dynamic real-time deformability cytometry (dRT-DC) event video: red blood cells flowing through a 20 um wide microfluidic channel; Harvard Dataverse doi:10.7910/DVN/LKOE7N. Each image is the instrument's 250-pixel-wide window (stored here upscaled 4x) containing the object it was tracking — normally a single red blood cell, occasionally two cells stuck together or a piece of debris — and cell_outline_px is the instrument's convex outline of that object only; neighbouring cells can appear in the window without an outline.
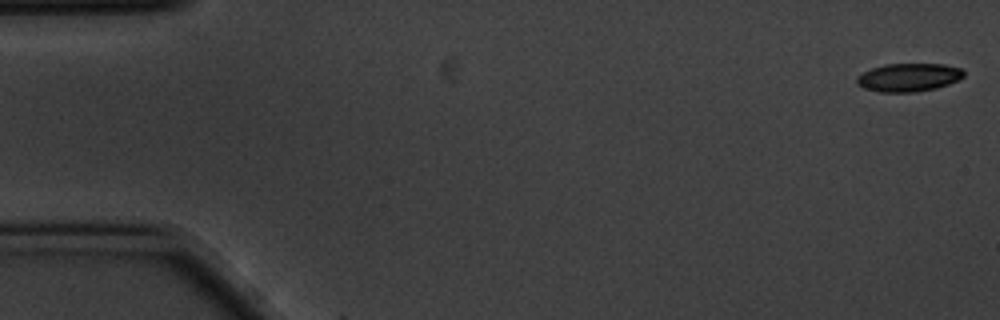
{"species": "common noctule bat (a hibernating species)", "species_latin": "Nyctalus noctula", "temperature_condition": "cold", "stored_images_in_passage": 3, "camera_frame_rate_fps": 3000, "um_per_image_px": 0.085, "animal": {"sex": "male", "body_mass_g": 20.1, "forearm_length_mm": 53.5}, "frame": {"image": 1, "passage_image": 1, "time_ms": 0.0, "image_size_px": [1000, 320], "cell_outline_px": [[964, 76], [948, 84], [936, 88], [916, 92], [880, 92], [864, 88], [856, 84], [856, 76], [872, 68], [884, 64], [944, 64], [960, 68], [964, 72]], "centroid_in_image_um": [77.2, 6.58], "position_along_channel_um": 7.8, "area_um2": 17.57}}